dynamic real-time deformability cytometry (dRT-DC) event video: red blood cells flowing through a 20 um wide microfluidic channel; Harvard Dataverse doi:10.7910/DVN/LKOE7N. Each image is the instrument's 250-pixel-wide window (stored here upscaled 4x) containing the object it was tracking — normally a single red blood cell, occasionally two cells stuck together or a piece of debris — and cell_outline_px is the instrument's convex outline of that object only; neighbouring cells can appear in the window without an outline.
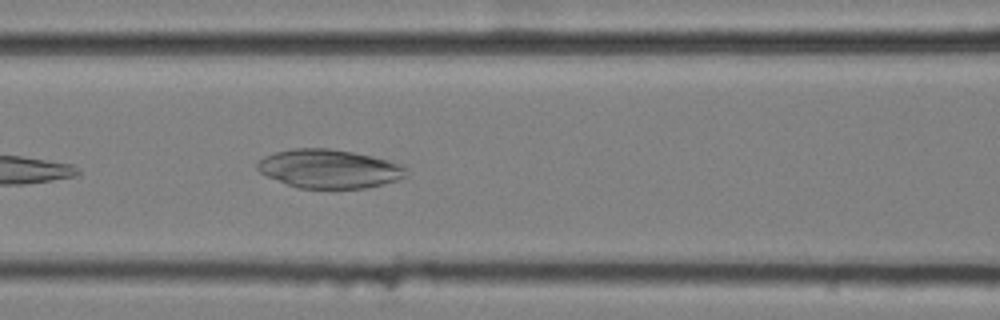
{"species": "common noctule bat (a hibernating species)", "species_latin": "Nyctalus noctula", "temperature_condition": "cold", "stored_images_in_passage": 6, "camera_frame_rate_fps": 3000, "um_per_image_px": 0.085, "animal": {"sex": "female", "body_mass_g": 25.1}, "frame": {"image": 1, "passage_image": 6, "time_ms": 1.667, "image_size_px": [1000, 320], "cell_outline_px": [[408, 176], [396, 180], [368, 188], [300, 188], [288, 184], [268, 176], [260, 172], [256, 168], [256, 164], [264, 156], [276, 152], [292, 148], [328, 148], [352, 152], [372, 156], [388, 160], [400, 164], [404, 168]], "centroid_in_image_um": [27.97, 14.34], "position_along_channel_um": 138.6, "area_um2": 33.35}}